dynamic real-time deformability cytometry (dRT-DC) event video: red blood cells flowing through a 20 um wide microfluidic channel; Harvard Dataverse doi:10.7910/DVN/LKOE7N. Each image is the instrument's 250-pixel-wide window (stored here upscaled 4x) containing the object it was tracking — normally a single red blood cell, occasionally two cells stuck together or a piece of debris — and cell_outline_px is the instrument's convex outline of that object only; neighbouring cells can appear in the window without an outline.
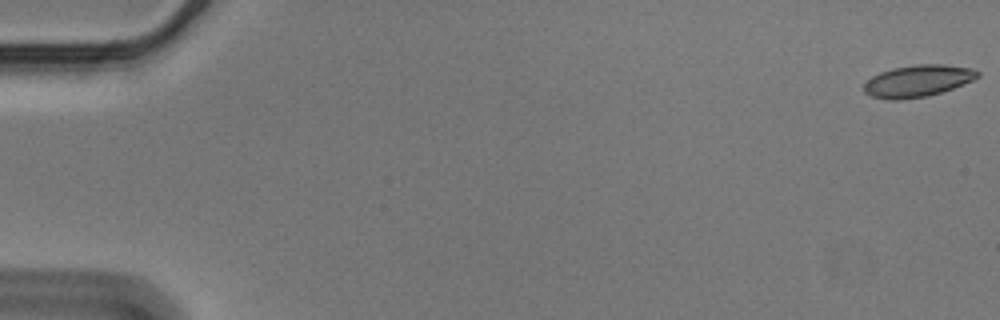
{"species": "Egyptian fruit bat (a non-hibernating species)", "species_latin": "Rousettus aegyptiacus", "temperature_condition": "cold", "stored_images_in_passage": 57, "camera_frame_rate_fps": 3000, "um_per_image_px": 0.085, "animal": {"sex": "male"}, "frame": {"image": 1, "passage_image": 1, "time_ms": 0.0, "image_size_px": [1000, 320], "cell_outline_px": [[980, 76], [972, 80], [952, 88], [928, 96], [900, 100], [892, 100], [872, 96], [864, 92], [864, 84], [872, 76], [880, 72], [892, 68], [916, 64], [944, 64], [972, 68], [980, 72]], "centroid_in_image_um": [78.01, 6.87], "position_along_channel_um": 7.0, "area_um2": 21.04}}
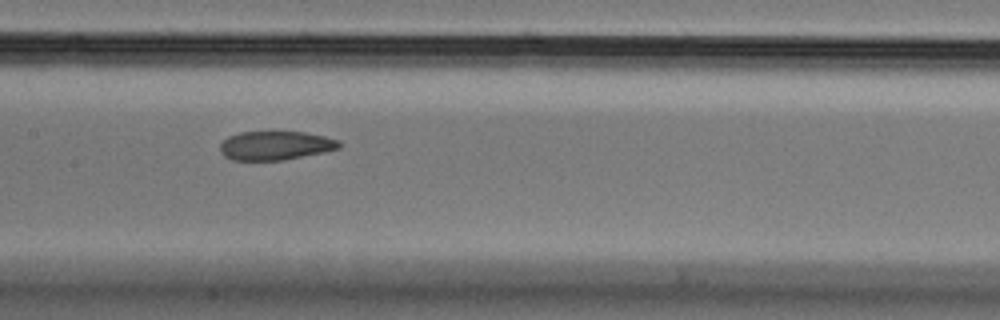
{"frame": {"image": 2, "passage_image": 29, "time_ms": 9.333, "image_size_px": [1000, 320], "cell_outline_px": [[340, 148], [324, 152], [284, 160], [232, 160], [224, 156], [220, 152], [220, 144], [228, 136], [240, 132], [272, 128], [304, 132], [324, 136], [340, 140]], "centroid_in_image_um": [23.39, 12.32], "position_along_channel_um": 184.0, "area_um2": 20.98}}
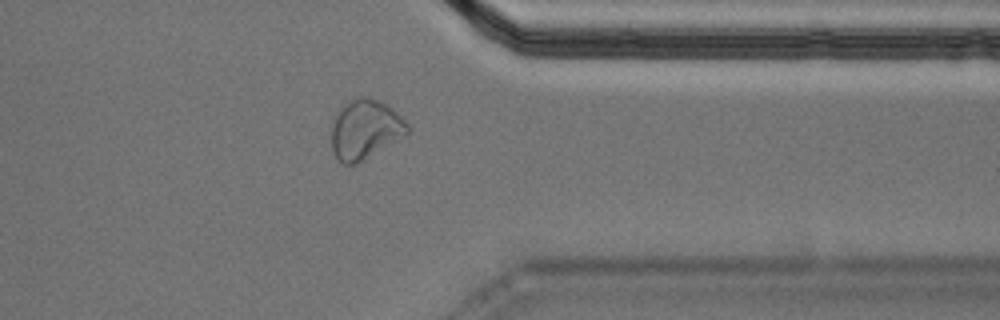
{"frame": {"image": 3, "passage_image": 46, "time_ms": 15.0, "image_size_px": [1000, 320], "cell_outline_px": [[408, 132], [356, 164], [344, 164], [332, 152], [332, 120], [340, 108], [344, 104], [356, 96], [368, 96], [380, 100], [392, 108], [408, 124]], "centroid_in_image_um": [30.99, 10.95], "position_along_channel_um": 380.4, "area_um2": 25.95}, "authors_computed_cell_mechanics": {"area_um2": 21.6172, "velocity_mm_per_s": 3.5618, "shape_relaxation_time_tau1_ms": null, "shape_relaxation_time_tau2_ms": 2.7918, "deformation_change_tau1": null, "deformation_change_tau2": 0.0811}}